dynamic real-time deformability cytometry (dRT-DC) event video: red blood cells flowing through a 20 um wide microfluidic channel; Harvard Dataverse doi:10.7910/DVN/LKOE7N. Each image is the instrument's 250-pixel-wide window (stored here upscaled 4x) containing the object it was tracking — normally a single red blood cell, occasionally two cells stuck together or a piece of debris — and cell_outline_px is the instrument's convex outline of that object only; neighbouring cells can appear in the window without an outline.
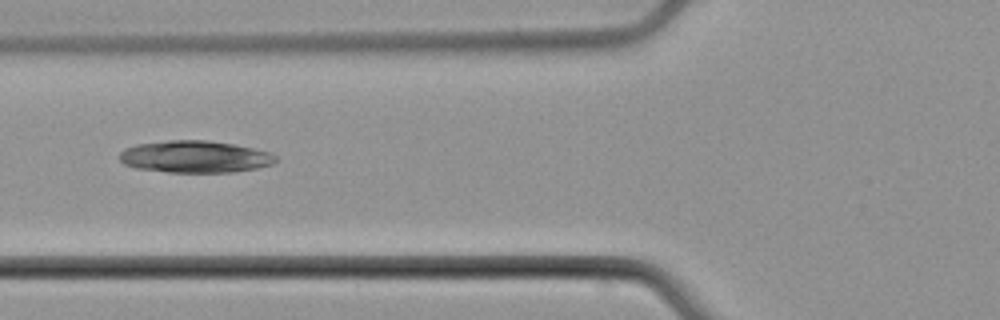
{"species": "common noctule bat (a hibernating species)", "species_latin": "Nyctalus noctula", "temperature_condition": "cold", "stored_images_in_passage": 5, "camera_frame_rate_fps": 3000, "um_per_image_px": 0.085, "animal": {"sex": "male", "body_mass_g": 21.5, "forearm_length_mm": 52.0}, "frame": {"image": 1, "passage_image": 5, "time_ms": 6.0, "image_size_px": [1000, 320], "cell_outline_px": [[276, 160], [272, 164], [256, 168], [232, 172], [168, 172], [136, 168], [124, 164], [120, 160], [120, 152], [124, 148], [136, 144], [168, 140], [208, 140], [232, 144], [252, 148], [268, 152], [276, 156]], "centroid_in_image_um": [16.53, 13.32], "position_along_channel_um": 109.3, "area_um2": 29.02}}